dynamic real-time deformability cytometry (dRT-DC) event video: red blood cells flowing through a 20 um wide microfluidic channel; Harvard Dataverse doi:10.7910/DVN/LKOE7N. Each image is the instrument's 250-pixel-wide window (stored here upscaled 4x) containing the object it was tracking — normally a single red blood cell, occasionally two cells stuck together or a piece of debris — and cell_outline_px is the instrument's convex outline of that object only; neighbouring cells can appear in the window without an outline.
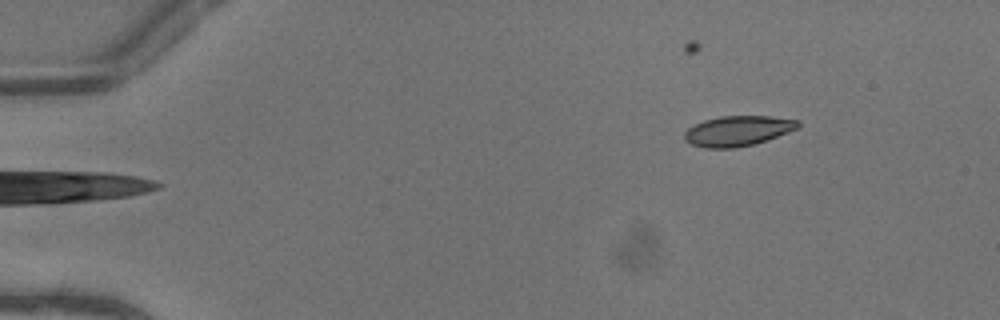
{"species": "common noctule bat (a hibernating species)", "species_latin": "Nyctalus noctula", "temperature_condition": "warm", "stored_images_in_passage": 46, "camera_frame_rate_fps": 3000, "um_per_image_px": 0.085, "animal": {"sex": "female"}, "frame": {"image": 1, "passage_image": 1, "time_ms": 0.0, "image_size_px": [1000, 320], "cell_outline_px": [[800, 124], [796, 128], [788, 132], [752, 144], [736, 148], [704, 148], [692, 144], [684, 140], [684, 132], [688, 128], [704, 120], [720, 116], [768, 116], [800, 120]], "centroid_in_image_um": [62.67, 11.12], "position_along_channel_um": 22.3, "area_um2": 19.77}}
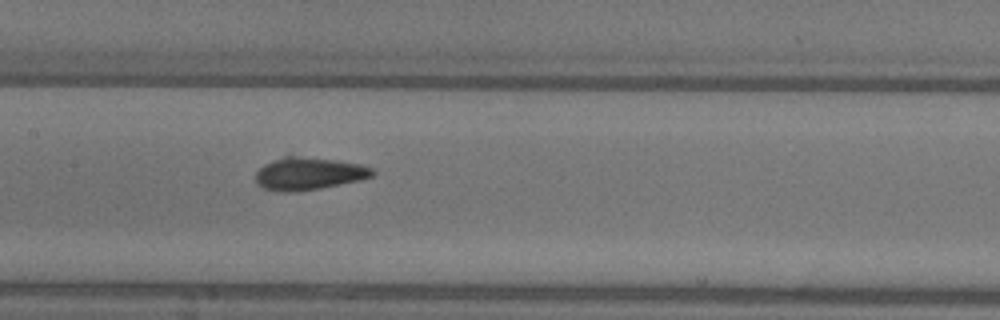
{"frame": {"image": 2, "passage_image": 20, "time_ms": 6.333, "image_size_px": [1000, 320], "cell_outline_px": [[376, 172], [372, 176], [360, 180], [320, 188], [296, 192], [280, 192], [264, 188], [256, 184], [256, 172], [264, 164], [284, 156], [296, 156], [336, 160], [360, 164], [372, 168]], "centroid_in_image_um": [26.23, 14.76], "position_along_channel_um": 181.2, "area_um2": 22.08}}
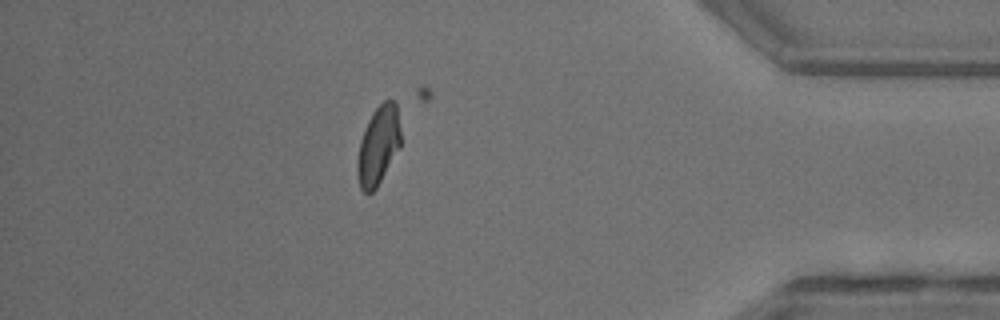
{"frame": {"image": 3, "passage_image": 39, "time_ms": 12.667, "image_size_px": [1000, 320], "cell_outline_px": [[400, 148], [376, 188], [372, 192], [364, 192], [360, 188], [356, 172], [356, 164], [360, 140], [368, 120], [372, 112], [384, 100], [392, 100], [396, 104], [400, 132]], "centroid_in_image_um": [32.14, 12.38], "position_along_channel_um": 403.1, "area_um2": 19.83}}